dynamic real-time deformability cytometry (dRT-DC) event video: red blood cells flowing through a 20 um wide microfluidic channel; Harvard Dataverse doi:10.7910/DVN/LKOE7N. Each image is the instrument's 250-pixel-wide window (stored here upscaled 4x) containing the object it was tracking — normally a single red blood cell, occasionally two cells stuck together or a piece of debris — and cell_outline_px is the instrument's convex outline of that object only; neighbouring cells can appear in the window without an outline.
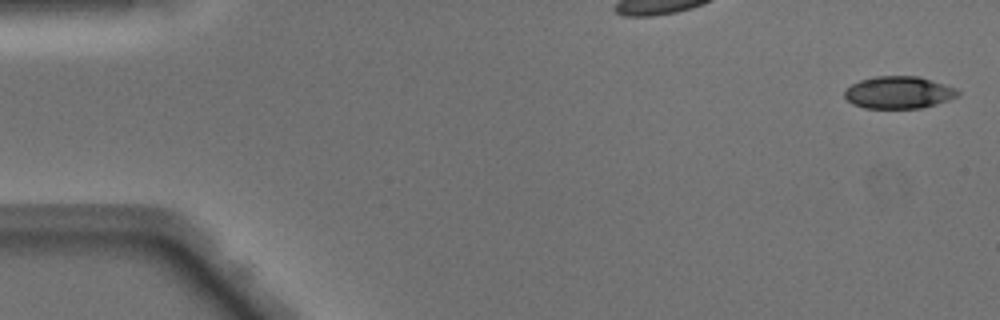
{"species": "Egyptian fruit bat (a non-hibernating species)", "species_latin": "Rousettus aegyptiacus", "temperature_condition": "warm", "stored_images_in_passage": 12, "camera_frame_rate_fps": 3000, "um_per_image_px": 0.085, "animal": {"sex": "male"}, "frame": {"image": 1, "passage_image": 1, "time_ms": 0.0, "image_size_px": [1000, 320], "cell_outline_px": [[960, 96], [936, 104], [920, 108], [864, 108], [852, 104], [844, 96], [844, 92], [852, 84], [860, 80], [876, 76], [920, 76], [956, 88], [960, 92]], "centroid_in_image_um": [76.41, 7.86], "position_along_channel_um": 8.6, "area_um2": 21.33}}